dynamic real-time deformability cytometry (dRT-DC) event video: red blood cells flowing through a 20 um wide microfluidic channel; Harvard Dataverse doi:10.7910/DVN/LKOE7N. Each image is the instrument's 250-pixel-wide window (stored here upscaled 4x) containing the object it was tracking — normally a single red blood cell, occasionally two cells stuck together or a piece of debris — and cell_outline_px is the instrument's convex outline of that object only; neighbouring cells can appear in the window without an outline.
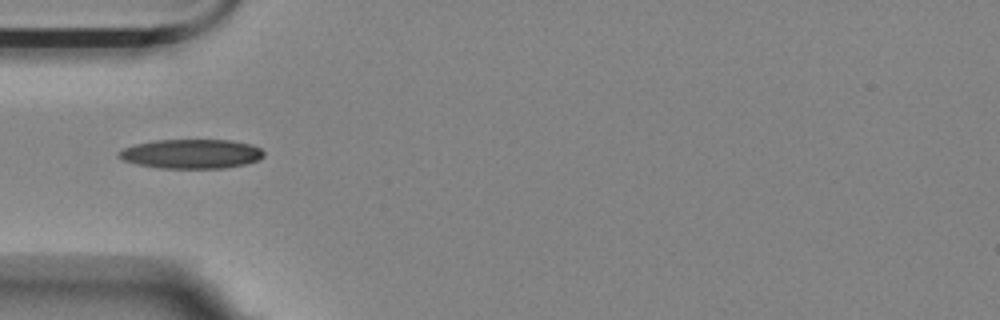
{"species": "Egyptian fruit bat (a non-hibernating species)", "species_latin": "Rousettus aegyptiacus", "temperature_condition": "room temperature", "stored_images_in_passage": 6, "camera_frame_rate_fps": 3000, "um_per_image_px": 0.085, "animal": {"sex": "female"}, "frame": {"image": 1, "passage_image": 1, "time_ms": 0.0, "image_size_px": [1000, 320], "cell_outline_px": [[264, 156], [256, 160], [244, 164], [224, 168], [160, 168], [140, 164], [124, 160], [116, 156], [116, 152], [124, 148], [136, 144], [156, 140], [232, 140], [252, 144], [260, 148], [264, 152]], "centroid_in_image_um": [16.27, 13.07], "position_along_channel_um": 68.7, "area_um2": 24.68}}
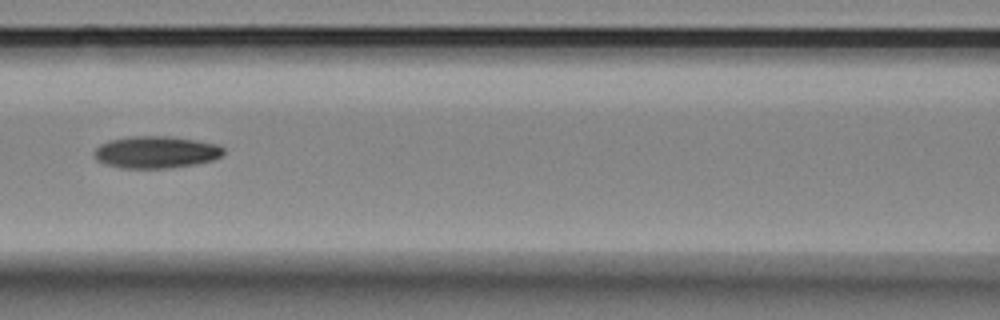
{"frame": {"image": 2, "passage_image": 3, "time_ms": 0.667, "image_size_px": [1000, 320], "cell_outline_px": [[224, 152], [220, 156], [212, 160], [196, 164], [168, 168], [120, 168], [104, 164], [96, 160], [92, 152], [100, 144], [108, 140], [132, 136], [164, 136], [196, 140], [220, 144], [224, 148]], "centroid_in_image_um": [13.23, 12.93], "position_along_channel_um": 153.4, "area_um2": 24.33}}
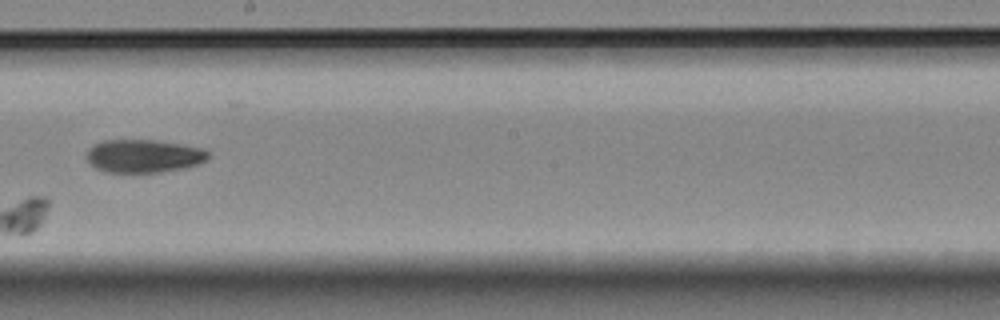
{"frame": {"image": 3, "passage_image": 5, "time_ms": 1.333, "image_size_px": [1000, 320], "cell_outline_px": [[208, 156], [204, 160], [196, 164], [180, 168], [156, 172], [104, 172], [88, 164], [88, 148], [92, 144], [104, 140], [160, 140], [204, 148], [208, 152]], "centroid_in_image_um": [12.16, 13.24], "position_along_channel_um": 236.0, "area_um2": 23.35}}